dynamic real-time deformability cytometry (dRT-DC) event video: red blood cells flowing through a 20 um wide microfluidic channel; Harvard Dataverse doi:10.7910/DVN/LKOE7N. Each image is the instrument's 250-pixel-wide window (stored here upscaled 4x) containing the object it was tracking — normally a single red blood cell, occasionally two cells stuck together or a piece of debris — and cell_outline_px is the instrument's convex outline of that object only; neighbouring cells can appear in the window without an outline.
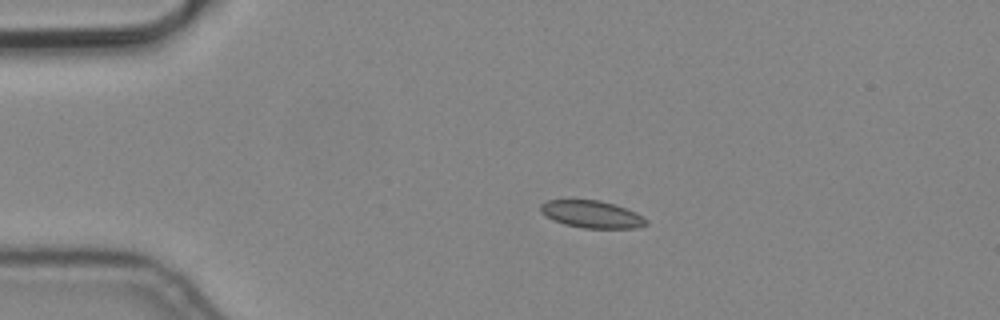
{"species": "common noctule bat (a hibernating species)", "species_latin": "Nyctalus noctula", "temperature_condition": "cold", "stored_images_in_passage": 4, "camera_frame_rate_fps": 3000, "um_per_image_px": 0.085, "animal": {"sex": "male", "body_mass_g": 19.2, "forearm_length_mm": 51.8}, "frame": {"image": 1, "passage_image": 2, "time_ms": 0.333, "image_size_px": [1000, 320], "cell_outline_px": [[648, 224], [640, 228], [584, 228], [564, 224], [552, 220], [544, 216], [540, 212], [540, 204], [548, 200], [600, 200], [636, 212], [644, 216], [648, 220]], "centroid_in_image_um": [50.3, 18.22], "position_along_channel_um": 34.7, "area_um2": 16.94}}
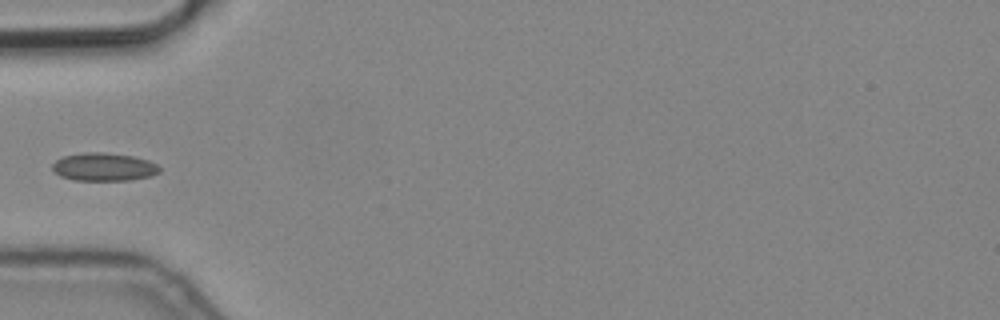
{"frame": {"image": 2, "passage_image": 4, "time_ms": 1.0, "image_size_px": [1000, 320], "cell_outline_px": [[160, 172], [152, 176], [128, 180], [72, 180], [60, 176], [52, 168], [52, 164], [56, 160], [64, 156], [84, 152], [104, 152], [132, 156], [148, 160], [156, 164], [160, 168]], "centroid_in_image_um": [8.83, 14.19], "position_along_channel_um": 76.2, "area_um2": 17.51}}